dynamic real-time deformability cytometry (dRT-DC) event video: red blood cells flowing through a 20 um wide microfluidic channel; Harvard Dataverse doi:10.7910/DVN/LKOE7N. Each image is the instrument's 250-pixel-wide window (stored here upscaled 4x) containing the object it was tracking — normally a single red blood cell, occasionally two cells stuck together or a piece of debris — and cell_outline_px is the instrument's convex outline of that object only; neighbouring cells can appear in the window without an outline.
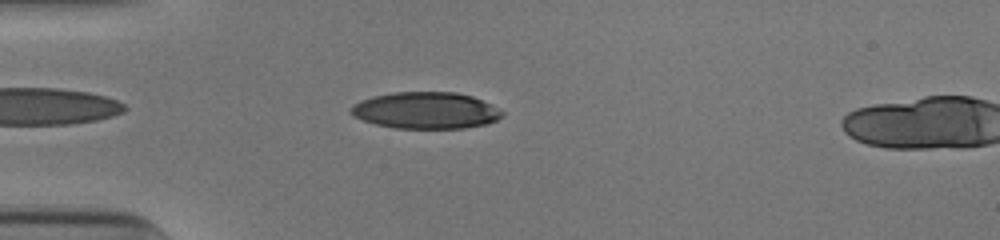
{"species": "human", "species_latin": "Homo sapiens", "temperature_condition": "cold", "stored_images_in_passage": 41, "camera_frame_rate_fps": 3000, "um_per_image_px": 0.085, "donor": {"sex": "male"}, "frame": {"image": 1, "passage_image": 4, "time_ms": 1.0, "image_size_px": [1000, 240], "cell_outline_px": [[504, 112], [496, 120], [488, 124], [464, 128], [396, 128], [376, 124], [364, 120], [348, 112], [352, 104], [360, 100], [372, 96], [392, 92], [456, 92], [472, 96], [492, 104]], "centroid_in_image_um": [36.19, 9.38], "position_along_channel_um": 48.8, "area_um2": 32.37}}
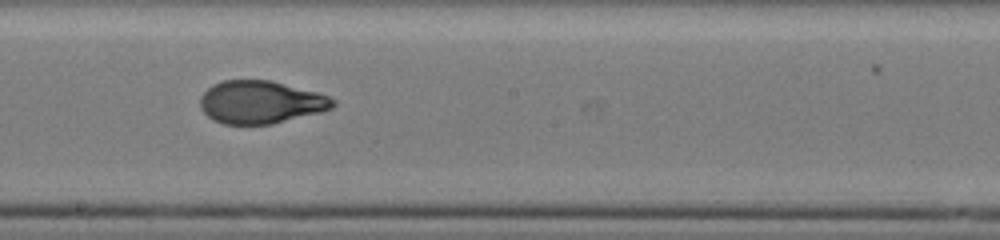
{"frame": {"image": 2, "passage_image": 19, "time_ms": 6.0, "image_size_px": [1000, 240], "cell_outline_px": [[336, 104], [332, 108], [320, 112], [272, 124], [224, 124], [212, 120], [200, 108], [200, 96], [212, 84], [224, 80], [272, 80], [316, 92], [328, 96], [336, 100]], "centroid_in_image_um": [22.14, 8.68], "position_along_channel_um": 226.1, "area_um2": 33.18}}
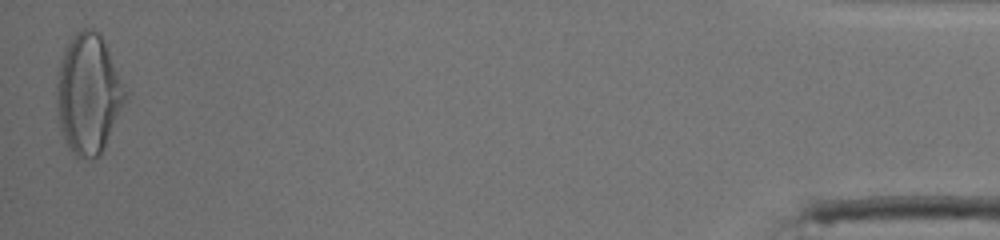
{"frame": {"image": 3, "passage_image": 41, "time_ms": 13.333, "image_size_px": [1000, 240], "cell_outline_px": [[124, 100], [104, 148], [100, 156], [76, 156], [68, 148], [60, 128], [56, 108], [56, 76], [64, 48], [72, 36], [76, 32], [84, 28], [92, 28], [100, 32], [104, 40], [124, 92]], "centroid_in_image_um": [7.43, 7.95], "position_along_channel_um": 427.8, "area_um2": 46.88}, "authors_computed_cell_mechanics": {"area_um2": 33.8708, "velocity_mm_per_s": 3.9153, "shape_relaxation_time_tau1_ms": 5.2143, "shape_relaxation_time_tau2_ms": 0.8225, "deformation_change_tau1": 0.219, "deformation_change_tau2": 0.0614}}